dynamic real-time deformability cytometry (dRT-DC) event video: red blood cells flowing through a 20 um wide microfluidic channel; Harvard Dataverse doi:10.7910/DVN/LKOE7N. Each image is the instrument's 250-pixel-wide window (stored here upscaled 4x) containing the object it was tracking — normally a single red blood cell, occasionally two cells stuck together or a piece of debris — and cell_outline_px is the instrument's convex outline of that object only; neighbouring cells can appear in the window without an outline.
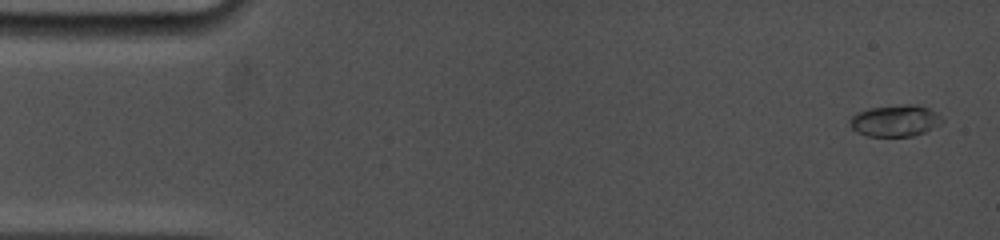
{"species": "common noctule bat (a hibernating species)", "species_latin": "Nyctalus noctula", "temperature_condition": "cold", "stored_images_in_passage": 9, "camera_frame_rate_fps": 5000, "um_per_image_px": 0.085, "animal": {"sex": "female", "body_mass_g": 19.0, "forearm_length_mm": 53.3}, "frame": {"image": 1, "passage_image": 1, "time_ms": 0.0, "image_size_px": [1000, 240], "cell_outline_px": [[944, 120], [940, 124], [924, 132], [912, 136], [868, 136], [856, 132], [852, 128], [848, 120], [852, 116], [868, 108], [904, 104], [916, 104], [928, 108], [936, 112]], "centroid_in_image_um": [76.09, 10.25], "position_along_channel_um": 8.9, "area_um2": 16.94}}
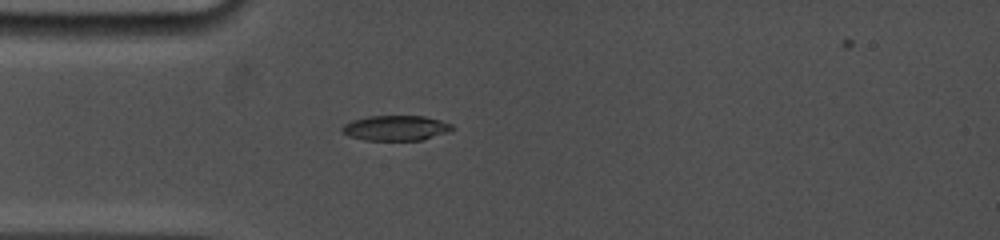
{"frame": {"image": 2, "passage_image": 7, "time_ms": 4.2, "image_size_px": [1000, 240], "cell_outline_px": [[456, 128], [448, 132], [420, 140], [364, 140], [348, 136], [340, 132], [340, 128], [344, 124], [352, 120], [368, 116], [424, 116], [440, 120], [452, 124]], "centroid_in_image_um": [33.61, 10.88], "position_along_channel_um": 51.4, "area_um2": 16.24}}
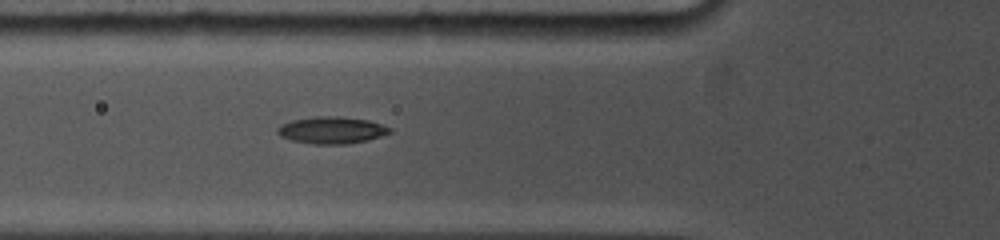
{"frame": {"image": 3, "passage_image": 9, "time_ms": 5.6, "image_size_px": [1000, 240], "cell_outline_px": [[392, 132], [368, 140], [348, 144], [312, 144], [292, 140], [280, 136], [276, 132], [276, 128], [280, 124], [292, 120], [316, 116], [340, 116], [368, 120], [392, 128]], "centroid_in_image_um": [28.17, 11.06], "position_along_channel_um": 97.6, "area_um2": 17.74}}